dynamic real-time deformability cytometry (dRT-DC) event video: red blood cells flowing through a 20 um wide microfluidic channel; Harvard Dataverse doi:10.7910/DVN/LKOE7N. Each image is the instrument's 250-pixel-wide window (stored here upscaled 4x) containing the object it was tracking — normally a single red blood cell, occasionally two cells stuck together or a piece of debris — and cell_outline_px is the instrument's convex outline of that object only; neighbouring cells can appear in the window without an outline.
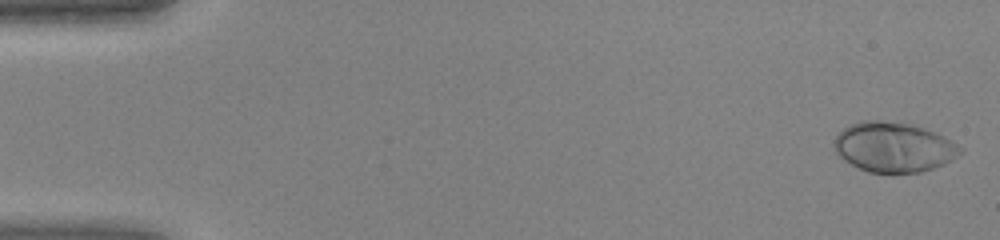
{"species": "human", "species_latin": "Homo sapiens", "temperature_condition": "warm", "stored_images_in_passage": 45, "camera_frame_rate_fps": 3000, "um_per_image_px": 0.085, "donor": {"sex": "female"}, "frame": {"image": 1, "passage_image": 1, "time_ms": 0.0, "image_size_px": [1000, 240], "cell_outline_px": [[964, 152], [952, 160], [944, 164], [920, 172], [892, 176], [868, 172], [844, 160], [836, 152], [832, 144], [836, 136], [844, 128], [860, 120], [880, 120], [912, 124], [924, 128], [944, 136], [952, 140], [964, 148]], "centroid_in_image_um": [75.99, 12.54], "position_along_channel_um": 9.0, "area_um2": 37.45}}
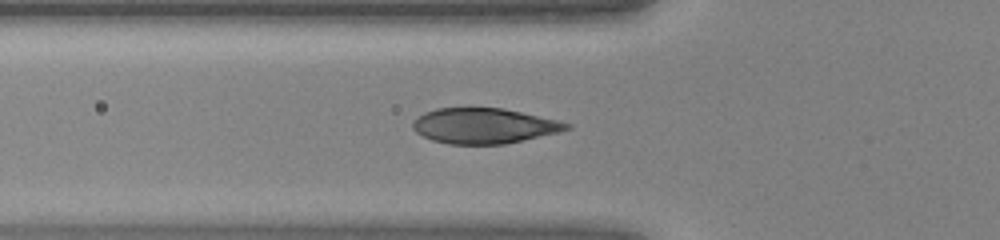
{"frame": {"image": 2, "passage_image": 16, "time_ms": 5.0, "image_size_px": [1000, 240], "cell_outline_px": [[572, 128], [560, 132], [504, 144], [448, 144], [432, 140], [416, 132], [412, 128], [412, 120], [424, 112], [436, 108], [504, 108], [560, 120], [572, 124]], "centroid_in_image_um": [41.16, 10.69], "position_along_channel_um": 84.6, "area_um2": 31.91}}
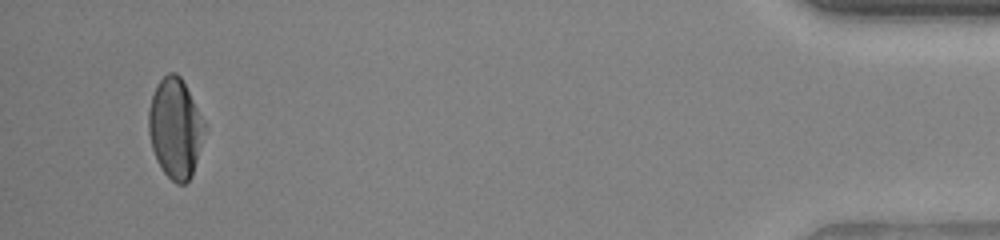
{"frame": {"image": 3, "passage_image": 43, "time_ms": 14.0, "image_size_px": [1000, 240], "cell_outline_px": [[204, 128], [192, 176], [184, 184], [176, 184], [164, 172], [156, 160], [152, 148], [148, 132], [148, 108], [156, 84], [168, 72], [176, 72], [180, 76], [204, 120]], "centroid_in_image_um": [14.86, 10.88], "position_along_channel_um": 420.3, "area_um2": 32.14}}